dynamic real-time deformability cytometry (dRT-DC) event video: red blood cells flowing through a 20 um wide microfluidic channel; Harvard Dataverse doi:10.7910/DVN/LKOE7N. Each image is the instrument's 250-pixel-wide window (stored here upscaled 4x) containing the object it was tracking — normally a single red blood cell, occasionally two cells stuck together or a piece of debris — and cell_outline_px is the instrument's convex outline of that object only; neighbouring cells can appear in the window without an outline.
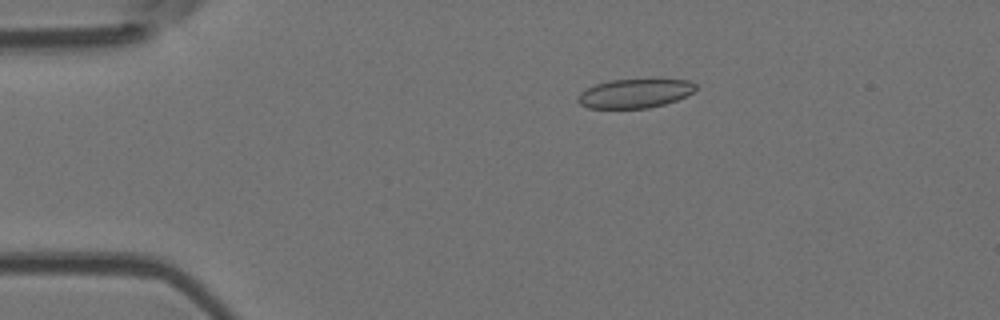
{"species": "Egyptian fruit bat (a non-hibernating species)", "species_latin": "Rousettus aegyptiacus", "temperature_condition": "room temperature", "stored_images_in_passage": 5, "camera_frame_rate_fps": 3000, "um_per_image_px": 0.085, "animal": {"sex": "female"}, "frame": {"image": 1, "passage_image": 3, "time_ms": 2.333, "image_size_px": [1000, 320], "cell_outline_px": [[696, 88], [692, 92], [676, 100], [664, 104], [648, 108], [588, 108], [580, 104], [576, 100], [580, 92], [596, 84], [608, 80], [688, 80], [696, 84]], "centroid_in_image_um": [53.92, 7.95], "position_along_channel_um": 31.1, "area_um2": 19.65}}
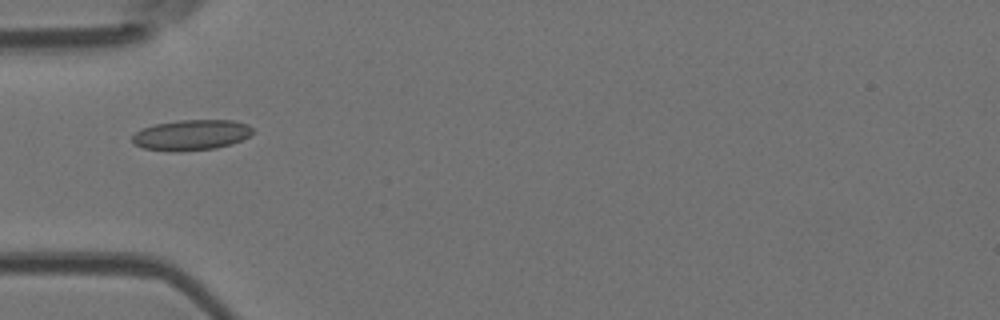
{"frame": {"image": 2, "passage_image": 5, "time_ms": 4.667, "image_size_px": [1000, 320], "cell_outline_px": [[252, 132], [248, 136], [232, 144], [216, 148], [180, 152], [168, 152], [144, 148], [136, 144], [132, 140], [132, 136], [140, 128], [156, 124], [180, 120], [232, 120], [248, 124], [252, 128]], "centroid_in_image_um": [16.24, 11.48], "position_along_channel_um": 68.8, "area_um2": 21.5}}